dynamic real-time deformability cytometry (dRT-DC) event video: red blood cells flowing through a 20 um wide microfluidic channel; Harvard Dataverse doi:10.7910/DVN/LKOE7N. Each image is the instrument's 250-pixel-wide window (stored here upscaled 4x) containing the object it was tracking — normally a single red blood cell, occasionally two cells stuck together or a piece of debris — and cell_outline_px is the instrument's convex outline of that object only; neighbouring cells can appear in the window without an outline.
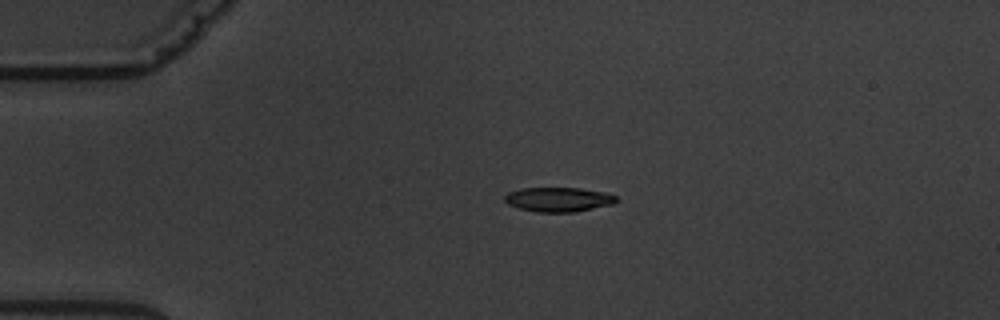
{"species": "common noctule bat (a hibernating species)", "species_latin": "Nyctalus noctula", "temperature_condition": "warm", "stored_images_in_passage": 4, "camera_frame_rate_fps": 3000, "um_per_image_px": 0.085, "animal": {"sex": "male", "body_mass_g": 19.5, "forearm_length_mm": 54.6}, "frame": {"image": 1, "passage_image": 3, "time_ms": 2.333, "image_size_px": [1000, 320], "cell_outline_px": [[620, 200], [612, 204], [572, 212], [536, 212], [520, 208], [508, 204], [504, 200], [504, 196], [508, 192], [520, 188], [580, 188], [604, 192], [616, 196]], "centroid_in_image_um": [47.46, 16.95], "position_along_channel_um": 37.5, "area_um2": 15.84}}